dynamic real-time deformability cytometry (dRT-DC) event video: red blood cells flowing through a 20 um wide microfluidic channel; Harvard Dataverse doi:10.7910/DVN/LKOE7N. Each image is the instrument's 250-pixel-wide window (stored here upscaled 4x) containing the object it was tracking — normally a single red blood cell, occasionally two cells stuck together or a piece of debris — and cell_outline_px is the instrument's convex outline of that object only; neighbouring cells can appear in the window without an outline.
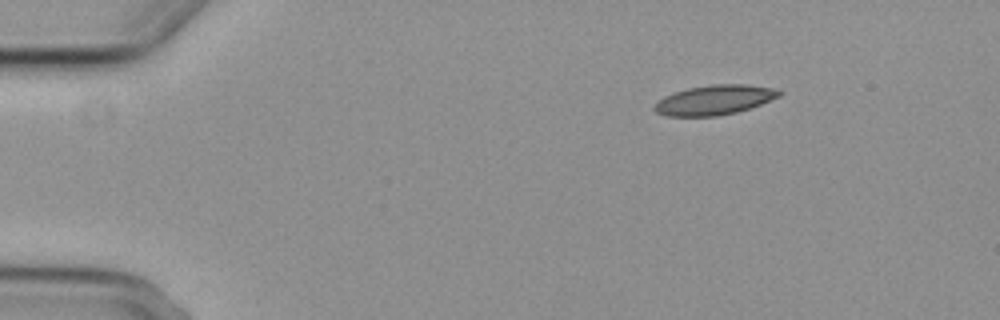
{"species": "common noctule bat (a hibernating species)", "species_latin": "Nyctalus noctula", "temperature_condition": "cold", "stored_images_in_passage": 3, "segment_of_instrument_passage": [2, 2], "camera_frame_rate_fps": 3000, "um_per_image_px": 0.085, "animal": {"sex": "female", "body_mass_g": 29.2, "forearm_length_mm": 56.3}, "frame": {"image": 1, "passage_image": 3, "time_ms": 3.333, "image_size_px": [1000, 320], "cell_outline_px": [[784, 92], [780, 96], [760, 104], [736, 112], [716, 116], [668, 116], [656, 112], [652, 108], [664, 96], [688, 88], [712, 84], [748, 84], [772, 88]], "centroid_in_image_um": [60.74, 8.49], "position_along_channel_um": 24.3, "area_um2": 21.39}}